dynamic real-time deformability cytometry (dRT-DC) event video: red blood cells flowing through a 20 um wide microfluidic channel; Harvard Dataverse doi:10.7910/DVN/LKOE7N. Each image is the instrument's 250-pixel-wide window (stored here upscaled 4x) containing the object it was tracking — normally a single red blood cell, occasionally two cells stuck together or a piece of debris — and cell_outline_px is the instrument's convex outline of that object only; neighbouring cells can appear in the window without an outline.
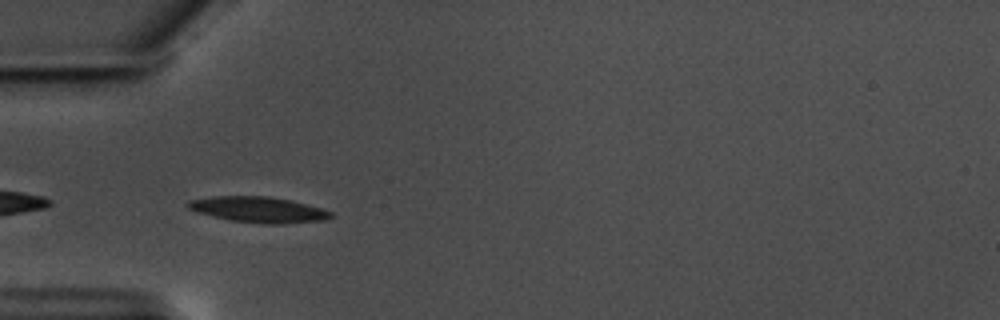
{"species": "common noctule bat (a hibernating species)", "species_latin": "Nyctalus noctula", "temperature_condition": "warm", "stored_images_in_passage": 42, "camera_frame_rate_fps": 3000, "um_per_image_px": 0.085, "animal": {"sex": "male", "body_mass_g": 17.5, "forearm_length_mm": 52.3}, "frame": {"image": 1, "passage_image": 2, "time_ms": 0.333, "image_size_px": [1000, 320], "cell_outline_px": [[332, 216], [328, 220], [284, 224], [264, 224], [228, 220], [196, 212], [188, 208], [184, 204], [188, 200], [212, 196], [268, 196], [292, 200], [320, 208], [332, 212]], "centroid_in_image_um": [21.94, 17.82], "position_along_channel_um": 63.1, "area_um2": 21.73}}
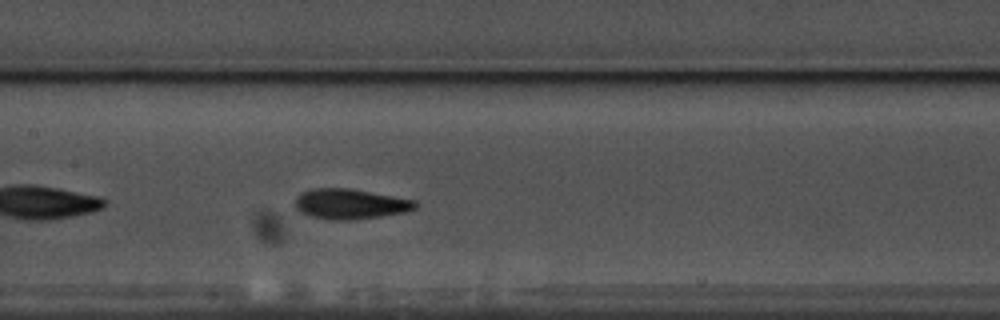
{"frame": {"image": 2, "passage_image": 12, "time_ms": 3.667, "image_size_px": [1000, 320], "cell_outline_px": [[420, 204], [416, 208], [404, 212], [384, 216], [356, 220], [332, 220], [312, 216], [300, 212], [296, 208], [296, 196], [300, 192], [312, 188], [352, 188], [416, 200]], "centroid_in_image_um": [29.8, 17.33], "position_along_channel_um": 177.6, "area_um2": 21.5}}
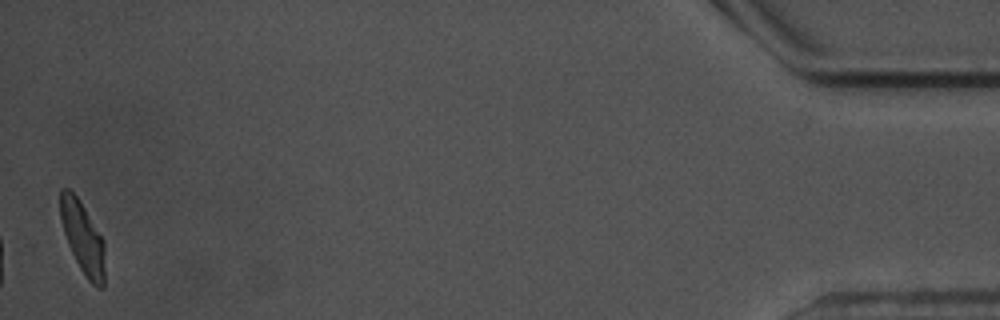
{"frame": {"image": 3, "passage_image": 41, "time_ms": 13.333, "image_size_px": [1000, 320], "cell_outline_px": [[104, 288], [100, 288], [92, 284], [88, 280], [80, 268], [68, 244], [64, 232], [60, 216], [60, 188], [68, 188], [76, 196], [84, 208], [104, 240]], "centroid_in_image_um": [7.03, 20.21], "position_along_channel_um": 428.2, "area_um2": 18.38}, "authors_computed_cell_mechanics": {"area_um2": 19.8832, "velocity_mm_per_s": 3.5171, "shape_relaxation_time_tau1_ms": 2.0557, "shape_relaxation_time_tau2_ms": 1.371, "deformation_change_tau1": 0.1322, "deformation_change_tau2": 0.0556}}